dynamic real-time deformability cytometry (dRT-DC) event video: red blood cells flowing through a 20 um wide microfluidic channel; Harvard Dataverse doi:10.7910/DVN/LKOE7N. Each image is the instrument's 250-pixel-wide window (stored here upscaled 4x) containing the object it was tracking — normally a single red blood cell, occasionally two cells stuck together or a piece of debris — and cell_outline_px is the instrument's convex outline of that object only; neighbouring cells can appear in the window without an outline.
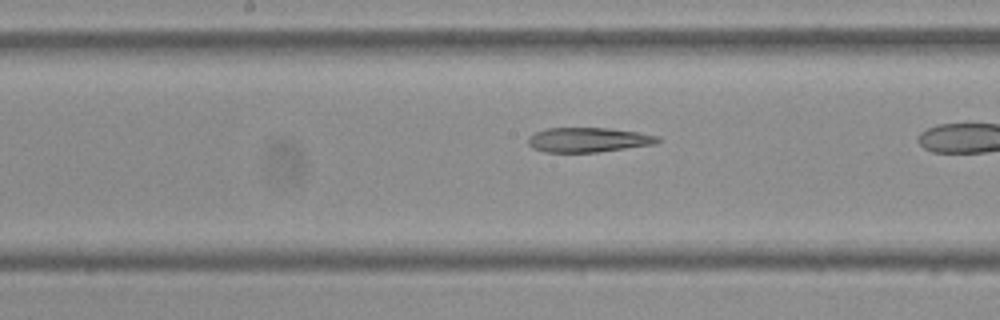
{"species": "Egyptian fruit bat (a non-hibernating species)", "species_latin": "Rousettus aegyptiacus", "temperature_condition": "cold", "stored_images_in_passage": 37, "camera_frame_rate_fps": 3000, "um_per_image_px": 0.085, "frame": {"image": 1, "passage_image": 22, "time_ms": 7.0, "image_size_px": [1000, 320], "cell_outline_px": [[660, 140], [656, 144], [596, 152], [544, 152], [532, 148], [528, 144], [528, 136], [544, 128], [608, 128], [636, 132], [660, 136]], "centroid_in_image_um": [49.97, 11.88], "position_along_channel_um": 198.2, "area_um2": 18.61}}
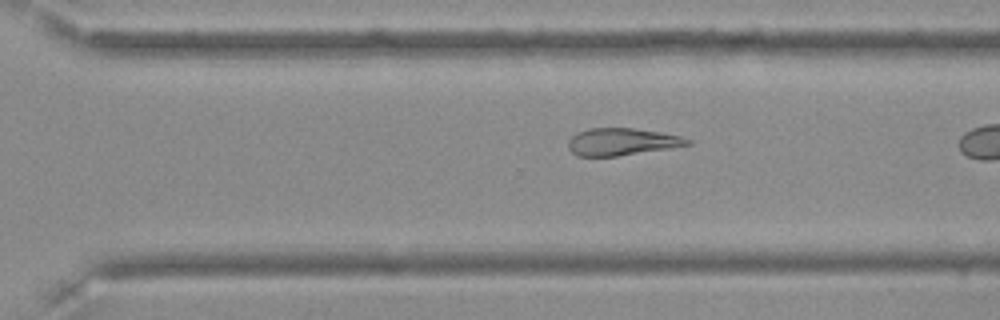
{"frame": {"image": 2, "passage_image": 32, "time_ms": 10.333, "image_size_px": [1000, 320], "cell_outline_px": [[692, 144], [668, 148], [616, 156], [576, 156], [568, 148], [568, 140], [572, 136], [588, 128], [632, 128], [660, 132], [680, 136], [692, 140]], "centroid_in_image_um": [52.84, 12.05], "position_along_channel_um": 317.8, "area_um2": 18.73}}